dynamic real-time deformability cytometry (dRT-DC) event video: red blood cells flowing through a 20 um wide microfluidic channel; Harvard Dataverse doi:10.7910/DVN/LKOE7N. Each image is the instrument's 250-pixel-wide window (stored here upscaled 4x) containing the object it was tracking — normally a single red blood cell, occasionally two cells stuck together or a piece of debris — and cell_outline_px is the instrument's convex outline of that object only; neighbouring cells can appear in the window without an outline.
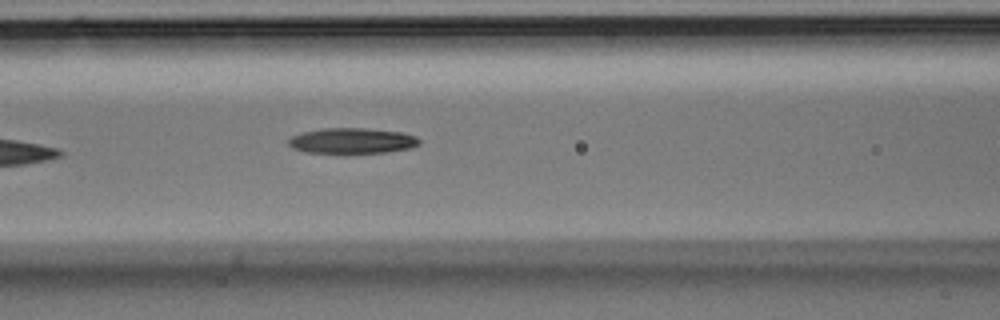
{"species": "Egyptian fruit bat (a non-hibernating species)", "species_latin": "Rousettus aegyptiacus", "temperature_condition": "room temperature", "stored_images_in_passage": 6, "camera_frame_rate_fps": 3000, "um_per_image_px": 0.085, "animal": {"sex": "male"}, "frame": {"image": 1, "passage_image": 6, "time_ms": 1.667, "image_size_px": [1000, 320], "cell_outline_px": [[420, 144], [412, 148], [384, 152], [344, 156], [304, 152], [292, 148], [288, 144], [288, 140], [292, 136], [300, 132], [320, 128], [364, 128], [404, 132], [416, 136], [420, 140]], "centroid_in_image_um": [29.89, 12.01], "position_along_channel_um": 136.7, "area_um2": 20.63}}